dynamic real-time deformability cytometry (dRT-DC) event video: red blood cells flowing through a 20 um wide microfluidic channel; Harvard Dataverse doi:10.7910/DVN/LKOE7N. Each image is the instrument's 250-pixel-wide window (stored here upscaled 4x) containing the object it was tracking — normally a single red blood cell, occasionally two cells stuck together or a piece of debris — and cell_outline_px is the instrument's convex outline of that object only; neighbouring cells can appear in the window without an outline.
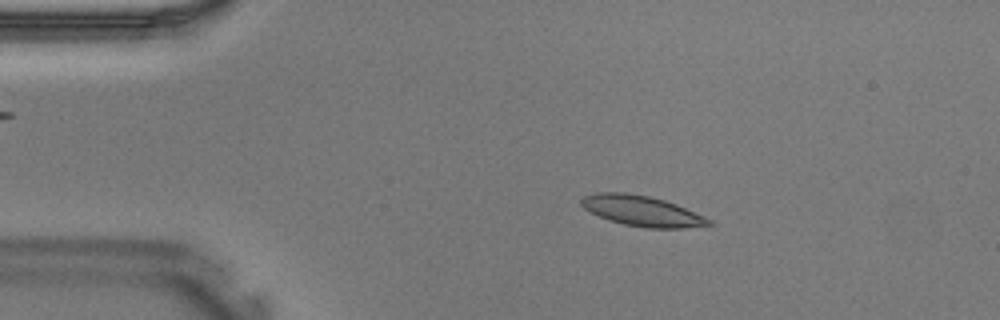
{"species": "Egyptian fruit bat (a non-hibernating species)", "species_latin": "Rousettus aegyptiacus", "temperature_condition": "warm", "stored_images_in_passage": 35, "camera_frame_rate_fps": 3000, "um_per_image_px": 0.085, "animal": {"sex": "male"}, "frame": {"image": 1, "passage_image": 2, "time_ms": 0.333, "image_size_px": [1000, 320], "cell_outline_px": [[716, 224], [680, 228], [648, 228], [624, 224], [608, 220], [584, 208], [580, 204], [580, 200], [584, 196], [596, 192], [624, 192], [648, 196], [664, 200], [676, 204], [704, 216], [712, 220]], "centroid_in_image_um": [54.57, 17.92], "position_along_channel_um": 30.4, "area_um2": 22.48}}
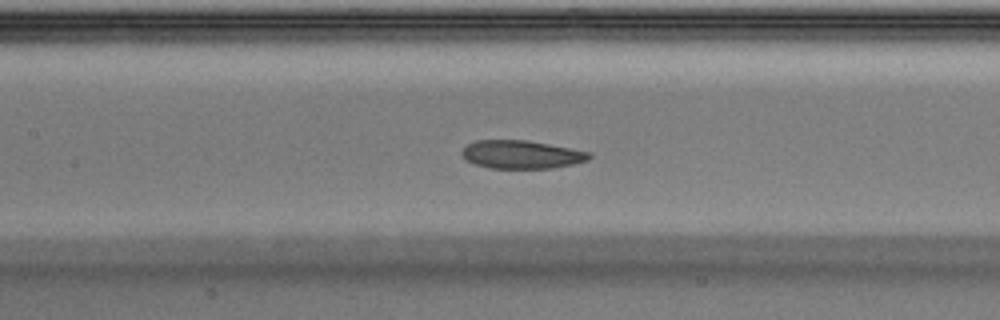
{"frame": {"image": 2, "passage_image": 13, "time_ms": 4.0, "image_size_px": [1000, 320], "cell_outline_px": [[592, 156], [588, 160], [572, 164], [552, 168], [488, 168], [464, 160], [460, 152], [468, 144], [476, 140], [528, 140], [592, 152]], "centroid_in_image_um": [44.32, 13.13], "position_along_channel_um": 163.1, "area_um2": 21.04}}
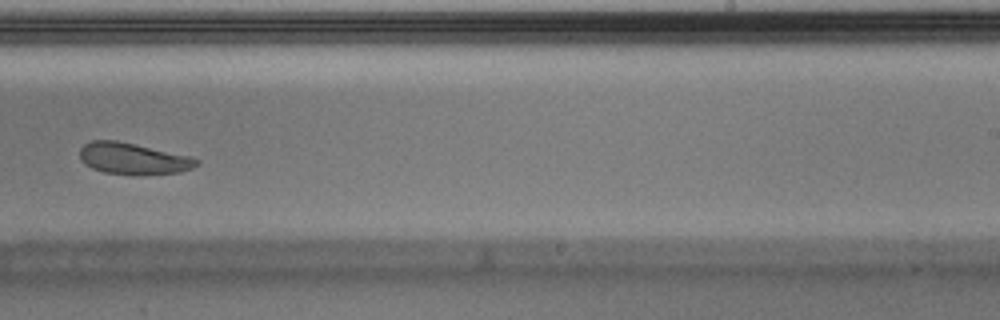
{"frame": {"image": 3, "passage_image": 20, "time_ms": 6.333, "image_size_px": [1000, 320], "cell_outline_px": [[200, 164], [192, 168], [180, 172], [136, 176], [104, 172], [92, 168], [84, 164], [80, 160], [80, 148], [84, 144], [92, 140], [116, 140], [192, 156], [200, 160]], "centroid_in_image_um": [11.34, 13.49], "position_along_channel_um": 277.7, "area_um2": 21.79}}